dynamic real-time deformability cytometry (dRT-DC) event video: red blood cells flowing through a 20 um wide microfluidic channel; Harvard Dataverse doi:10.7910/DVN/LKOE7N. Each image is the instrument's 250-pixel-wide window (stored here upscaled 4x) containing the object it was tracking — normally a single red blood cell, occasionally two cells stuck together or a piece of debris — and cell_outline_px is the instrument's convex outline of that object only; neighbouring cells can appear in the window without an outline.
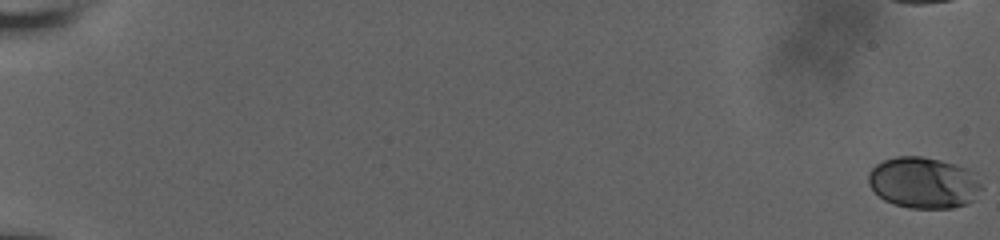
{"species": "human", "species_latin": "Homo sapiens", "temperature_condition": "room temperature", "stored_images_in_passage": 45, "camera_frame_rate_fps": 3000, "um_per_image_px": 0.085, "donor": {"sex": "male"}, "frame": {"image": 1, "passage_image": 1, "time_ms": 0.0, "image_size_px": [1000, 240], "cell_outline_px": [[984, 188], [968, 204], [952, 208], [908, 208], [884, 200], [868, 184], [868, 172], [876, 164], [884, 160], [896, 156], [924, 156], [956, 164], [968, 168], [976, 172]], "centroid_in_image_um": [78.55, 15.52], "position_along_channel_um": 6.4, "area_um2": 34.22}, "authors_computed_cell_mechanics": {"area_um2": 35.7204, "velocity_mm_per_s": 3.7666, "shape_relaxation_time_tau1_ms": 7.6507, "shape_relaxation_time_tau2_ms": 1.3924, "deformation_change_tau1": 0.1886, "deformation_change_tau2": 0.0594}}